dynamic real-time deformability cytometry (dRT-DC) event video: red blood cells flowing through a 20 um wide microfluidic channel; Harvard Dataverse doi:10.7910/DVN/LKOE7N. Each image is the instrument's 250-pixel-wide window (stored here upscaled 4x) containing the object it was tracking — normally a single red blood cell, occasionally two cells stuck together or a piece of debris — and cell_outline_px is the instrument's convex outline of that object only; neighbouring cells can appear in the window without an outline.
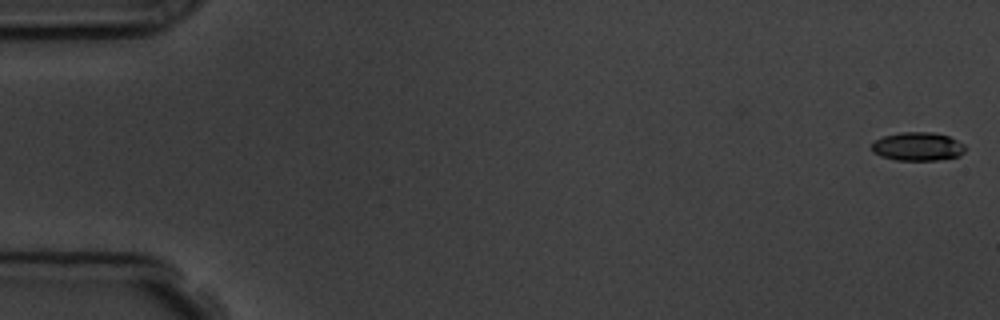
{"species": "common noctule bat (a hibernating species)", "species_latin": "Nyctalus noctula", "temperature_condition": "room temperature", "stored_images_in_passage": 9, "camera_frame_rate_fps": 3000, "um_per_image_px": 0.085, "animal": {"sex": "male", "body_mass_g": 19.5, "forearm_length_mm": 54.6}, "frame": {"image": 1, "passage_image": 1, "time_ms": 0.0, "image_size_px": [1000, 320], "cell_outline_px": [[964, 152], [960, 156], [936, 160], [896, 160], [880, 156], [872, 152], [872, 144], [876, 140], [884, 136], [900, 132], [932, 132], [948, 136], [964, 144]], "centroid_in_image_um": [77.99, 12.45], "position_along_channel_um": 7.0, "area_um2": 15.49}}
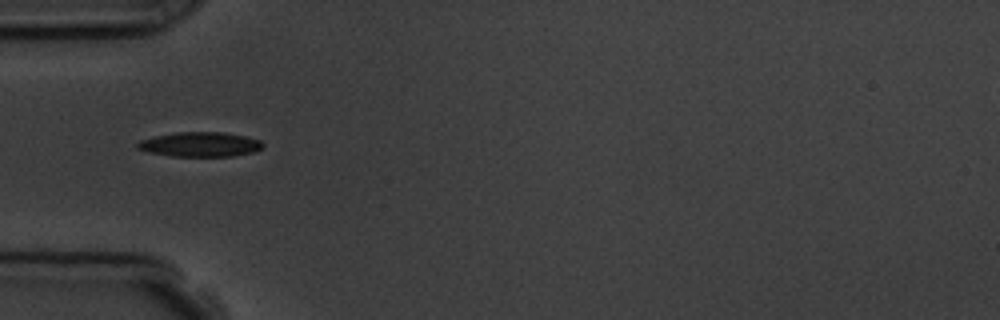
{"frame": {"image": 2, "passage_image": 6, "time_ms": 5.667, "image_size_px": [1000, 320], "cell_outline_px": [[264, 148], [252, 152], [232, 156], [172, 156], [148, 152], [136, 148], [136, 144], [140, 140], [156, 136], [176, 132], [224, 132], [244, 136], [260, 140], [264, 144]], "centroid_in_image_um": [17.01, 12.27], "position_along_channel_um": 68.0, "area_um2": 17.98}}
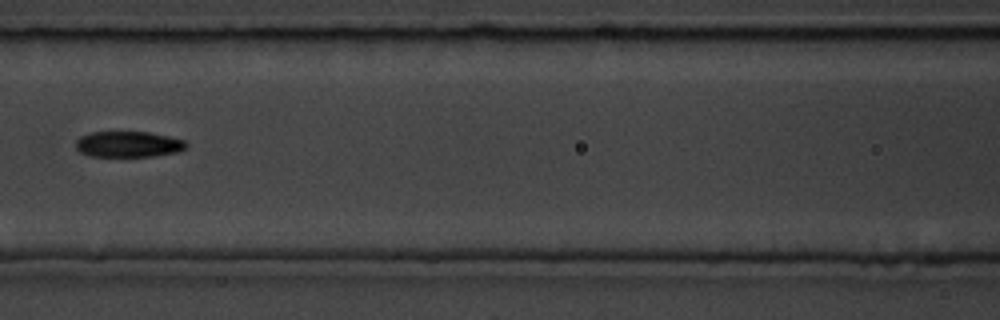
{"frame": {"image": 3, "passage_image": 8, "time_ms": 8.0, "image_size_px": [1000, 320], "cell_outline_px": [[188, 148], [176, 152], [152, 156], [92, 156], [80, 152], [76, 148], [76, 140], [80, 136], [92, 132], [148, 132], [168, 136], [184, 140], [188, 144]], "centroid_in_image_um": [10.92, 12.26], "position_along_channel_um": 155.7, "area_um2": 16.59}}